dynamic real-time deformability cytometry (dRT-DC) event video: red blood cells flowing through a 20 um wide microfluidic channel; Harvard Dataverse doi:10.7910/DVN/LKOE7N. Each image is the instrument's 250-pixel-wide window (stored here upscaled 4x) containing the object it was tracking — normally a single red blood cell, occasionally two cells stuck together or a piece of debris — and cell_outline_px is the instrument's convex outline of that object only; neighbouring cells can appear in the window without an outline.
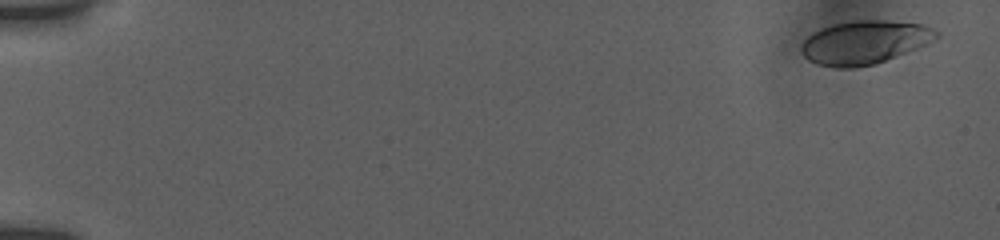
{"species": "human", "species_latin": "Homo sapiens", "temperature_condition": "room temperature", "stored_images_in_passage": 13, "camera_frame_rate_fps": 3000, "um_per_image_px": 0.085, "donor": {"sex": "female"}, "frame": {"image": 1, "passage_image": 1, "time_ms": 0.0, "image_size_px": [1000, 240], "cell_outline_px": [[940, 36], [916, 48], [876, 64], [852, 68], [836, 68], [816, 64], [808, 60], [800, 52], [800, 48], [804, 40], [812, 32], [832, 24], [852, 20], [884, 20], [920, 24], [932, 28], [940, 32]], "centroid_in_image_um": [73.44, 3.6], "position_along_channel_um": 11.6, "area_um2": 34.22}}
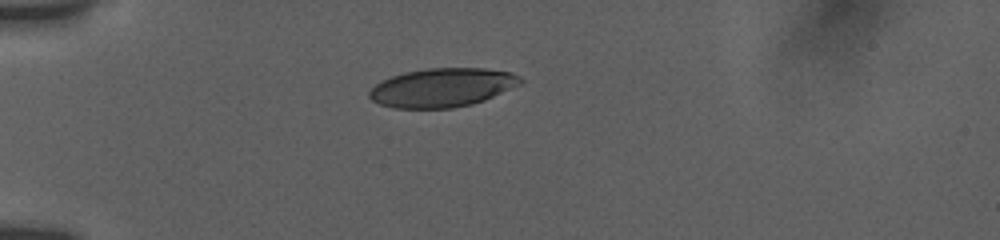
{"frame": {"image": 2, "passage_image": 9, "time_ms": 4.667, "image_size_px": [1000, 240], "cell_outline_px": [[524, 80], [520, 84], [484, 100], [472, 104], [452, 108], [392, 108], [380, 104], [372, 100], [368, 96], [368, 92], [380, 80], [404, 72], [428, 68], [484, 68], [508, 72], [520, 76]], "centroid_in_image_um": [37.56, 7.44], "position_along_channel_um": 47.4, "area_um2": 34.1}}